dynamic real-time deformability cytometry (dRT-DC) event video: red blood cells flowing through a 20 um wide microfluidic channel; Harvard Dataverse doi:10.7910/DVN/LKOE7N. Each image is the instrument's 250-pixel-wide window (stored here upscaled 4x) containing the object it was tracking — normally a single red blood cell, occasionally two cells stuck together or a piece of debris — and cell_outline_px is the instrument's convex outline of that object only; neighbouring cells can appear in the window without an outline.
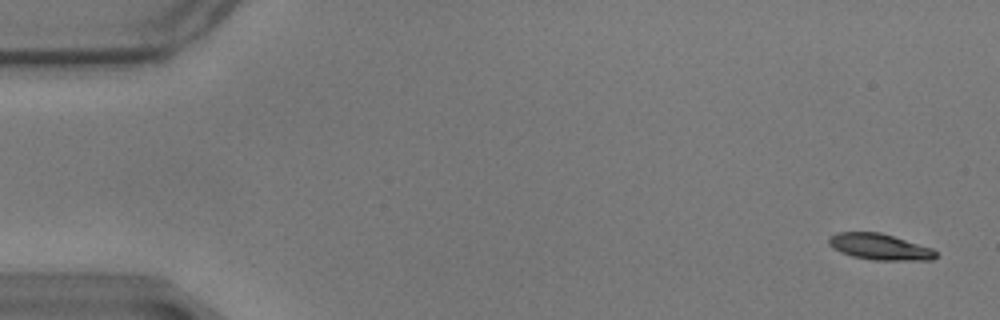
{"species": "common noctule bat (a hibernating species)", "species_latin": "Nyctalus noctula", "temperature_condition": "warm", "stored_images_in_passage": 57, "camera_frame_rate_fps": 3000, "um_per_image_px": 0.085, "animal": {"sex": "male", "body_mass_g": 17.9}, "frame": {"image": 1, "passage_image": 1, "time_ms": 0.0, "image_size_px": [1000, 320], "cell_outline_px": [[936, 256], [932, 260], [872, 260], [852, 256], [840, 252], [832, 248], [828, 244], [828, 236], [836, 232], [880, 232], [932, 248], [936, 252]], "centroid_in_image_um": [74.72, 20.97], "position_along_channel_um": 10.3, "area_um2": 16.36}}
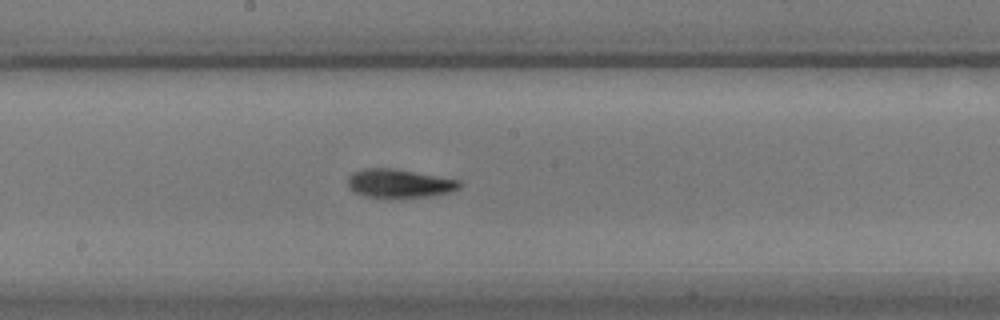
{"frame": {"image": 2, "passage_image": 30, "time_ms": 9.667, "image_size_px": [1000, 320], "cell_outline_px": [[460, 188], [448, 192], [428, 196], [364, 196], [348, 188], [348, 176], [352, 172], [364, 168], [392, 168], [460, 180]], "centroid_in_image_um": [33.9, 15.56], "position_along_channel_um": 214.3, "area_um2": 18.09}}
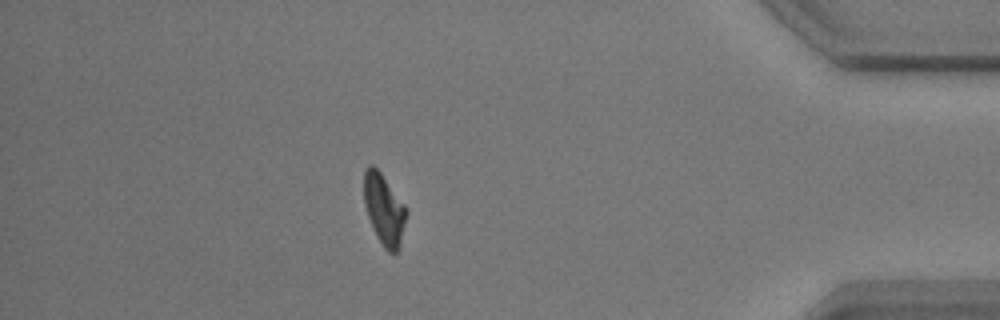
{"frame": {"image": 3, "passage_image": 50, "time_ms": 16.333, "image_size_px": [1000, 320], "cell_outline_px": [[408, 212], [400, 248], [396, 252], [388, 252], [384, 248], [368, 216], [364, 204], [364, 172], [372, 164], [380, 172], [408, 208]], "centroid_in_image_um": [32.69, 17.81], "position_along_channel_um": 402.5, "area_um2": 17.34}, "authors_computed_cell_mechanics": {"area_um2": 17.5134, "velocity_mm_per_s": 3.4565, "shape_relaxation_time_tau1_ms": 2.3079, "shape_relaxation_time_tau2_ms": 2.5085, "deformation_change_tau1": 0.1715, "deformation_change_tau2": 0.0967}}